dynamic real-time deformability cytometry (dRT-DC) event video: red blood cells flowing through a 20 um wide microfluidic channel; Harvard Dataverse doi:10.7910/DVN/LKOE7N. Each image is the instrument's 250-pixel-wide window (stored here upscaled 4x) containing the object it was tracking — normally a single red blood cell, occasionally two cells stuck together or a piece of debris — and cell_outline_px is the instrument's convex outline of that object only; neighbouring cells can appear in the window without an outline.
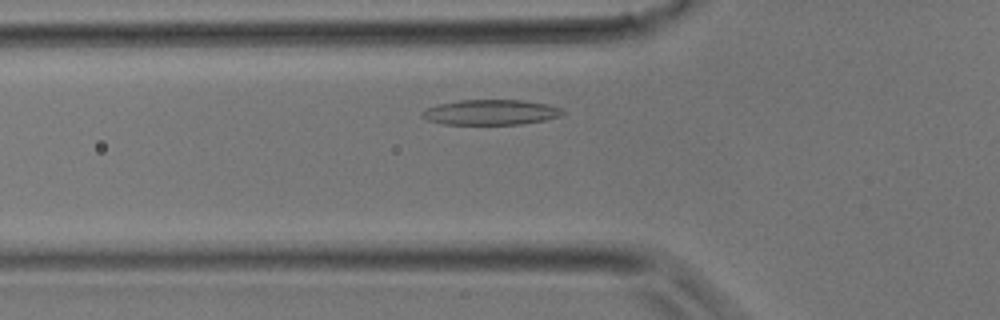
{"species": "common noctule bat (a hibernating species)", "species_latin": "Nyctalus noctula", "temperature_condition": "room temperature", "stored_images_in_passage": 23, "camera_frame_rate_fps": 3000, "um_per_image_px": 0.085, "animal": {"sex": "male", "body_mass_g": 17.9}, "frame": {"image": 1, "passage_image": 2, "time_ms": 0.333, "image_size_px": [1000, 320], "cell_outline_px": [[568, 112], [560, 116], [544, 120], [520, 124], [444, 124], [428, 120], [420, 116], [420, 112], [428, 108], [440, 104], [460, 100], [524, 100], [544, 104], [560, 108]], "centroid_in_image_um": [41.72, 9.54], "position_along_channel_um": 84.1, "area_um2": 20.52}}
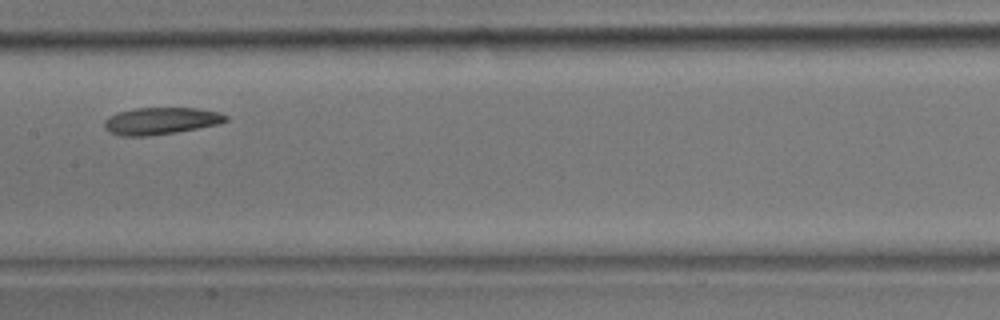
{"frame": {"image": 2, "passage_image": 8, "time_ms": 2.333, "image_size_px": [1000, 320], "cell_outline_px": [[228, 120], [216, 124], [176, 132], [148, 136], [120, 136], [108, 132], [104, 128], [104, 120], [108, 116], [120, 112], [136, 108], [196, 108], [220, 112], [228, 116]], "centroid_in_image_um": [13.63, 10.28], "position_along_channel_um": 193.8, "area_um2": 19.07}}
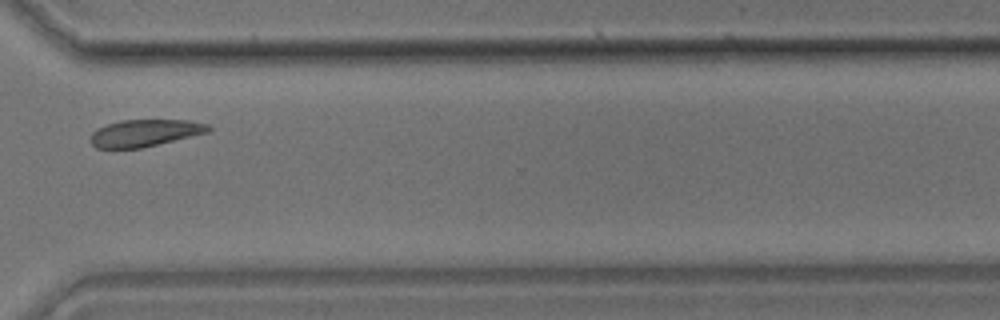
{"frame": {"image": 3, "passage_image": 17, "time_ms": 5.333, "image_size_px": [1000, 320], "cell_outline_px": [[212, 128], [208, 132], [140, 148], [96, 148], [92, 144], [92, 132], [96, 128], [120, 120], [188, 120], [208, 124]], "centroid_in_image_um": [12.31, 11.29], "position_along_channel_um": 358.3, "area_um2": 18.32}}